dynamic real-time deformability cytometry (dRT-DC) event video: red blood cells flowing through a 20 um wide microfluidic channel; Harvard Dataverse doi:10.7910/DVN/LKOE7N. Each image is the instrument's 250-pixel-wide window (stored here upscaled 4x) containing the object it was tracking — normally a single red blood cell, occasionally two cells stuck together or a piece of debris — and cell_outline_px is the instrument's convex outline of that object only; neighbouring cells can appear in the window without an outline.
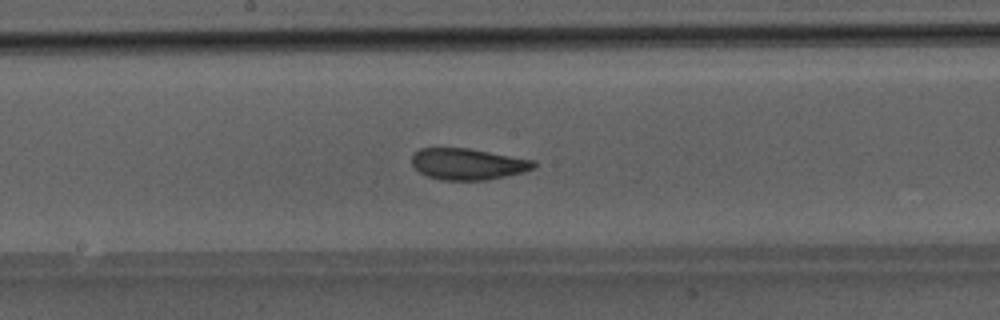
{"species": "Egyptian fruit bat (a non-hibernating species)", "species_latin": "Rousettus aegyptiacus", "temperature_condition": "room temperature", "stored_images_in_passage": 49, "camera_frame_rate_fps": 3000, "um_per_image_px": 0.085, "animal": {"sex": "male"}, "frame": {"image": 1, "passage_image": 26, "time_ms": 8.333, "image_size_px": [1000, 320], "cell_outline_px": [[536, 168], [524, 172], [484, 180], [440, 180], [428, 176], [420, 172], [412, 164], [412, 156], [420, 148], [468, 148], [536, 160]], "centroid_in_image_um": [39.8, 13.94], "position_along_channel_um": 208.4, "area_um2": 22.25}}
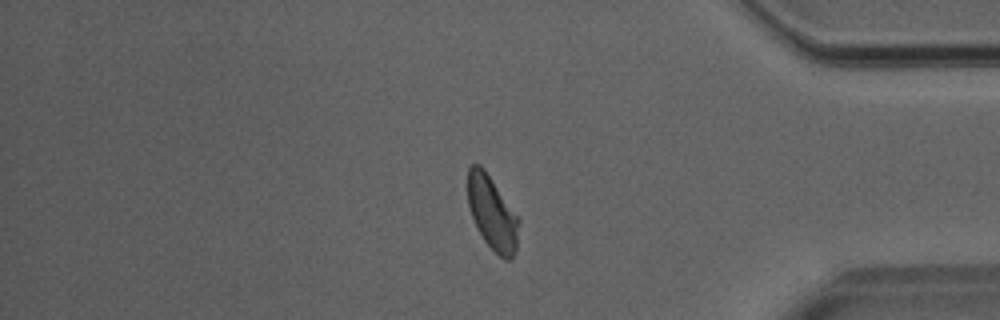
{"frame": {"image": 2, "passage_image": 41, "time_ms": 13.333, "image_size_px": [1000, 320], "cell_outline_px": [[520, 220], [516, 252], [512, 260], [504, 260], [484, 240], [472, 216], [468, 204], [468, 168], [472, 164], [480, 164], [484, 168]], "centroid_in_image_um": [41.86, 18.12], "position_along_channel_um": 393.3, "area_um2": 21.68}}
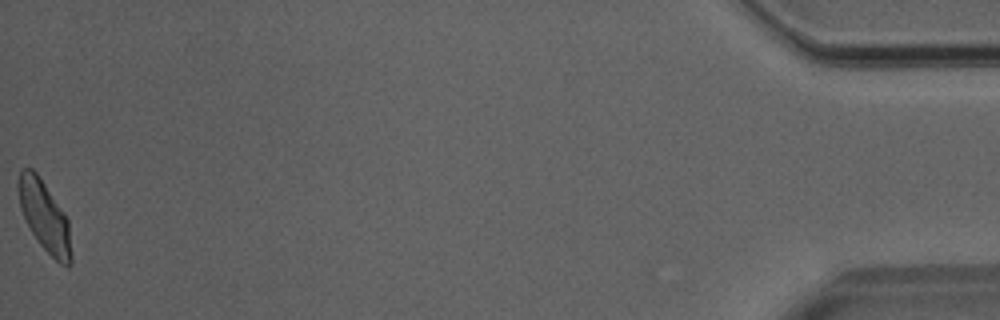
{"frame": {"image": 3, "passage_image": 49, "time_ms": 16.0, "image_size_px": [1000, 320], "cell_outline_px": [[72, 264], [68, 268], [60, 264], [40, 244], [32, 232], [20, 208], [16, 188], [16, 184], [20, 168], [32, 168], [36, 172], [68, 220], [72, 256]], "centroid_in_image_um": [3.76, 18.39], "position_along_channel_um": 431.4, "area_um2": 21.56}}